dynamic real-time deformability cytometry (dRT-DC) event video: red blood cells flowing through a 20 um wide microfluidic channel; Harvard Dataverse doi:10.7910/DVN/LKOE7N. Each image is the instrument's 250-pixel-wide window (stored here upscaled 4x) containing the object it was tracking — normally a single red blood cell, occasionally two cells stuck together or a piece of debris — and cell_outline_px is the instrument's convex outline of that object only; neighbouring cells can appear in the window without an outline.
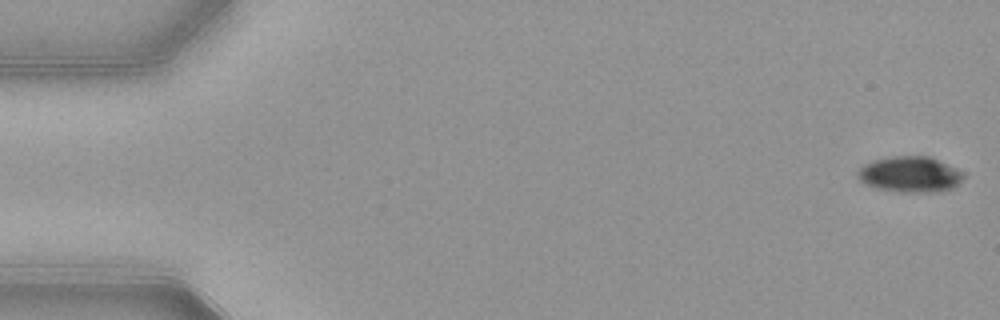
{"species": "common noctule bat (a hibernating species)", "species_latin": "Nyctalus noctula", "temperature_condition": "warm", "stored_images_in_passage": 53, "camera_frame_rate_fps": 3000, "um_per_image_px": 0.085, "animal": {"sex": "female", "body_mass_g": 21.9}, "frame": {"image": 1, "passage_image": 1, "time_ms": 0.0, "image_size_px": [1000, 320], "cell_outline_px": [[964, 176], [952, 188], [932, 192], [900, 192], [876, 188], [860, 180], [856, 176], [856, 172], [864, 164], [872, 160], [892, 156], [928, 156], [956, 168], [964, 172]], "centroid_in_image_um": [77.31, 14.81], "position_along_channel_um": 7.7, "area_um2": 21.91}}
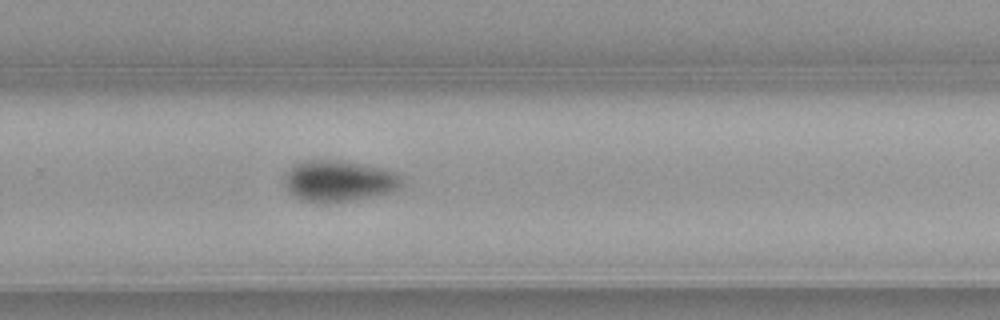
{"frame": {"image": 2, "passage_image": 35, "time_ms": 11.333, "image_size_px": [1000, 320], "cell_outline_px": [[404, 184], [400, 188], [392, 192], [356, 200], [328, 204], [324, 204], [300, 200], [288, 192], [284, 184], [284, 172], [288, 168], [304, 160], [340, 160], [380, 168], [404, 176]], "centroid_in_image_um": [28.78, 15.41], "position_along_channel_um": 301.0, "area_um2": 28.84}}
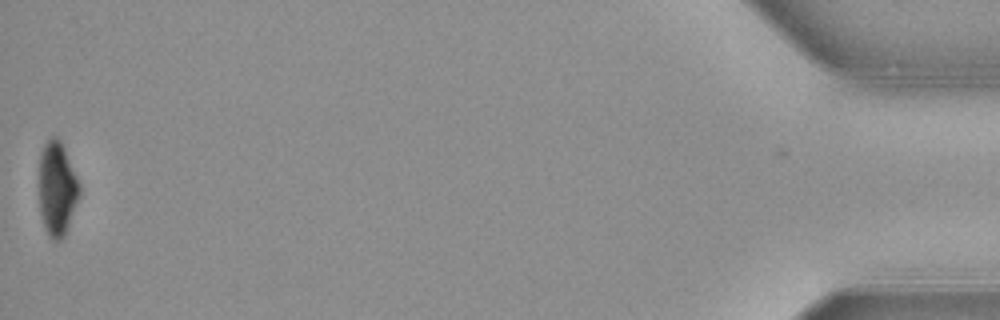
{"frame": {"image": 3, "passage_image": 53, "time_ms": 17.333, "image_size_px": [1000, 320], "cell_outline_px": [[80, 196], [64, 236], [60, 240], [52, 240], [48, 236], [44, 228], [40, 216], [40, 152], [48, 136], [56, 136], [60, 140], [64, 148], [80, 184]], "centroid_in_image_um": [4.85, 16.04], "position_along_channel_um": 430.4, "area_um2": 22.2}, "authors_computed_cell_mechanics": {"area_um2": 26.3568, "velocity_mm_per_s": 3.8834, "shape_relaxation_time_tau1_ms": 2.2707, "shape_relaxation_time_tau2_ms": null, "deformation_change_tau1": 0.1213, "deformation_change_tau2": null}}